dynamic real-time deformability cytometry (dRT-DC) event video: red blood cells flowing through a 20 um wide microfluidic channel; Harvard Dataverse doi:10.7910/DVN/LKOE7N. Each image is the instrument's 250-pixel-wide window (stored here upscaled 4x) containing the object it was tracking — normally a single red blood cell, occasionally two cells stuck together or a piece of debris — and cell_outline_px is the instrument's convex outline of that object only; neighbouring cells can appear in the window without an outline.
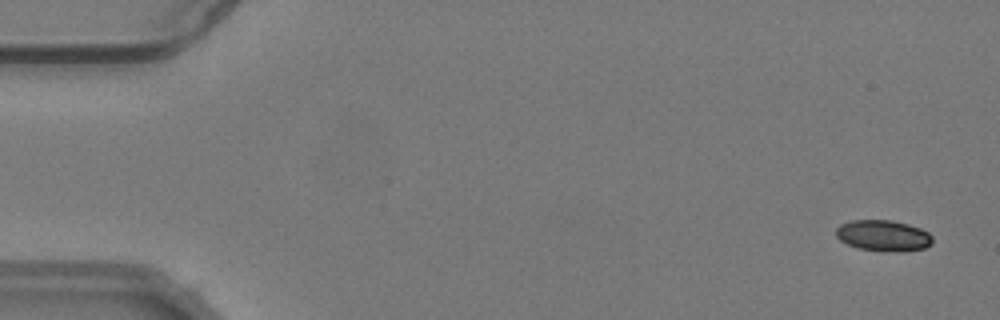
{"species": "common noctule bat (a hibernating species)", "species_latin": "Nyctalus noctula", "temperature_condition": "warm", "stored_images_in_passage": 56, "camera_frame_rate_fps": 3000, "um_per_image_px": 0.085, "animal": {"sex": "male", "body_mass_g": 19.2, "forearm_length_mm": 51.8}, "frame": {"image": 1, "passage_image": 3, "time_ms": 0.667, "image_size_px": [1000, 320], "cell_outline_px": [[932, 244], [924, 248], [904, 252], [896, 252], [856, 248], [840, 240], [836, 236], [836, 228], [840, 224], [852, 220], [888, 220], [908, 224], [920, 228], [928, 232], [932, 236]], "centroid_in_image_um": [75.09, 20.03], "position_along_channel_um": 9.9, "area_um2": 17.51}}
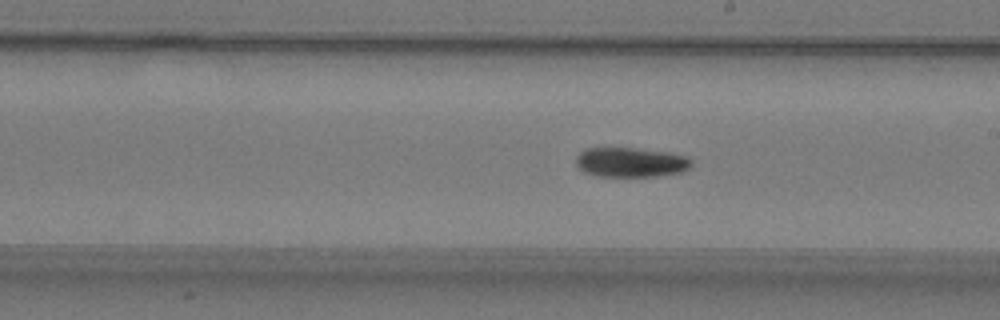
{"frame": {"image": 2, "passage_image": 32, "time_ms": 10.333, "image_size_px": [1000, 320], "cell_outline_px": [[692, 164], [684, 172], [656, 176], [596, 176], [584, 172], [576, 164], [576, 156], [584, 148], [636, 148], [668, 152], [688, 156], [692, 160]], "centroid_in_image_um": [53.63, 13.79], "position_along_channel_um": 235.4, "area_um2": 20.11}}
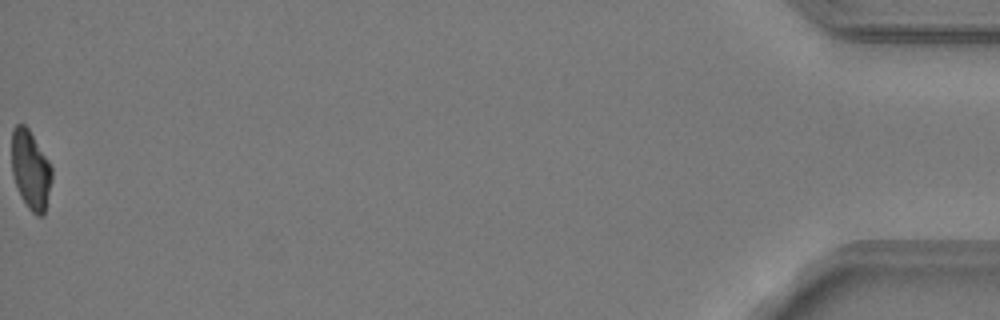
{"frame": {"image": 3, "passage_image": 56, "time_ms": 18.333, "image_size_px": [1000, 320], "cell_outline_px": [[52, 180], [44, 216], [36, 216], [28, 208], [20, 196], [12, 172], [12, 128], [16, 124], [24, 124], [28, 128], [48, 160], [52, 168]], "centroid_in_image_um": [2.61, 14.46], "position_along_channel_um": 432.6, "area_um2": 18.5}, "authors_computed_cell_mechanics": {"area_um2": 19.5653, "velocity_mm_per_s": 3.7825, "shape_relaxation_time_tau1_ms": 6.124, "shape_relaxation_time_tau2_ms": null, "deformation_change_tau1": 0.1886, "deformation_change_tau2": null}}